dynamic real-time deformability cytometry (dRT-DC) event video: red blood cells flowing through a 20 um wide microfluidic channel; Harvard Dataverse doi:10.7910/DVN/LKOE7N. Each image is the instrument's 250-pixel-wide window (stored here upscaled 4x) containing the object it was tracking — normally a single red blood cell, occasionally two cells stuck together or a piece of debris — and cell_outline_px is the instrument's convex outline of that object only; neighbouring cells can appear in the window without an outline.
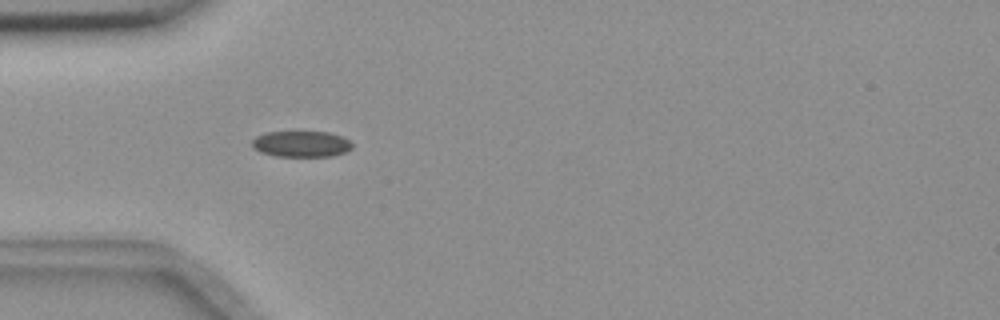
{"species": "common noctule bat (a hibernating species)", "species_latin": "Nyctalus noctula", "temperature_condition": "room temperature", "stored_images_in_passage": 1, "camera_frame_rate_fps": 3000, "um_per_image_px": 0.085, "animal": {"sex": "female", "body_mass_g": 18.4}, "frame": {"image": 1, "passage_image": 1, "time_ms": 0.0, "image_size_px": [1000, 320], "cell_outline_px": [[352, 148], [344, 152], [332, 156], [276, 156], [260, 152], [252, 148], [252, 140], [256, 136], [268, 132], [328, 132], [340, 136], [348, 140], [352, 144]], "centroid_in_image_um": [25.57, 12.24], "position_along_channel_um": 59.4, "area_um2": 15.09}}